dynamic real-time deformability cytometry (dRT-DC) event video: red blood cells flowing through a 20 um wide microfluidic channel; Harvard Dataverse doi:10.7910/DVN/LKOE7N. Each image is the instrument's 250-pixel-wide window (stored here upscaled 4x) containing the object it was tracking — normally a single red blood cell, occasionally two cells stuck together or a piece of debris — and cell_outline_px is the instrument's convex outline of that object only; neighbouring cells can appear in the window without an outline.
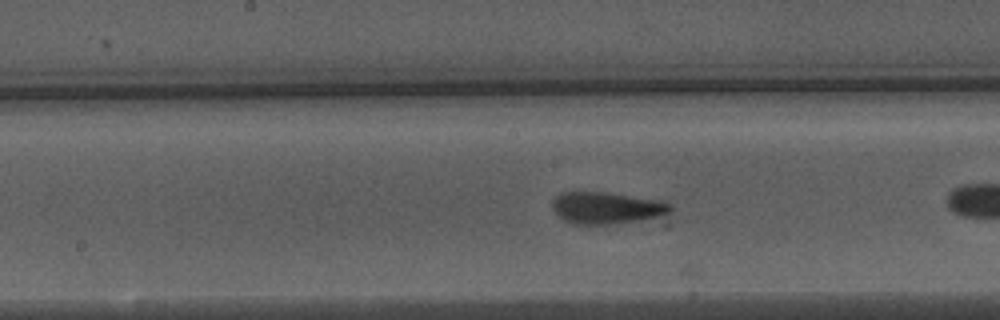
{"species": "Egyptian fruit bat (a non-hibernating species)", "species_latin": "Rousettus aegyptiacus", "temperature_condition": "warm", "stored_images_in_passage": 12, "camera_frame_rate_fps": 3000, "um_per_image_px": 0.085, "animal": {"sex": "male"}, "frame": {"image": 1, "passage_image": 7, "time_ms": 2.0, "image_size_px": [1000, 320], "cell_outline_px": [[672, 212], [656, 216], [636, 220], [592, 228], [588, 228], [572, 224], [564, 220], [552, 208], [552, 200], [560, 192], [604, 192], [660, 200], [672, 204]], "centroid_in_image_um": [51.5, 17.7], "position_along_channel_um": 196.7, "area_um2": 22.37}}